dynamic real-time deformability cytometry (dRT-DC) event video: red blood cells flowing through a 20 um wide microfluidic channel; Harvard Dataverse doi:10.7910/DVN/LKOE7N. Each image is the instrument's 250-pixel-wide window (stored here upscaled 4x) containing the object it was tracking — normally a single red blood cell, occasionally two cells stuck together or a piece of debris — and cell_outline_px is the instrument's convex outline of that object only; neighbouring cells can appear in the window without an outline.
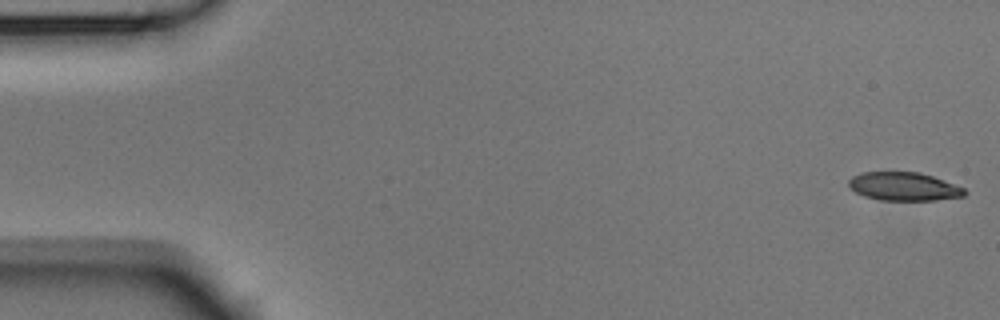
{"species": "Egyptian fruit bat (a non-hibernating species)", "species_latin": "Rousettus aegyptiacus", "temperature_condition": "room temperature", "stored_images_in_passage": 53, "camera_frame_rate_fps": 3000, "um_per_image_px": 0.085, "animal": {"sex": "male"}, "frame": {"image": 1, "passage_image": 1, "time_ms": 0.0, "image_size_px": [1000, 320], "cell_outline_px": [[968, 192], [964, 196], [936, 200], [880, 200], [864, 196], [856, 192], [848, 184], [848, 180], [852, 176], [860, 172], [920, 172], [932, 176], [964, 188]], "centroid_in_image_um": [76.82, 15.85], "position_along_channel_um": 8.2, "area_um2": 19.13}}
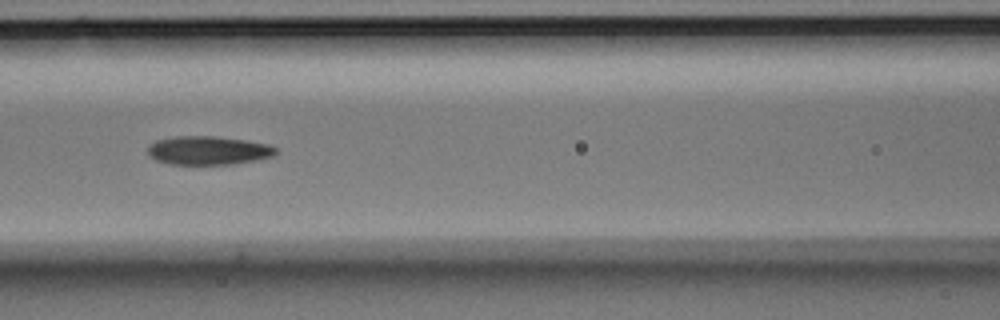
{"frame": {"image": 2, "passage_image": 23, "time_ms": 7.333, "image_size_px": [1000, 320], "cell_outline_px": [[276, 156], [256, 160], [232, 164], [168, 164], [156, 160], [148, 152], [148, 144], [156, 140], [176, 136], [216, 136], [244, 140], [268, 144], [276, 148]], "centroid_in_image_um": [17.71, 12.78], "position_along_channel_um": 148.9, "area_um2": 21.39}}
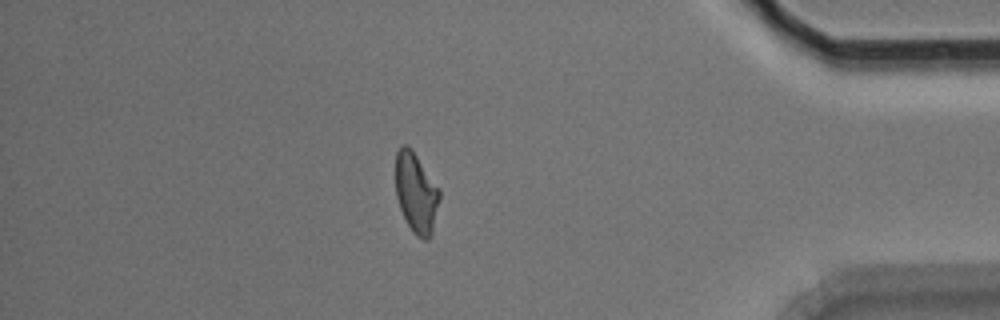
{"frame": {"image": 3, "passage_image": 46, "time_ms": 15.0, "image_size_px": [1000, 320], "cell_outline_px": [[440, 200], [432, 232], [428, 240], [424, 240], [416, 236], [412, 232], [400, 208], [396, 196], [396, 152], [400, 144], [404, 144], [412, 148], [440, 188]], "centroid_in_image_um": [35.38, 16.36], "position_along_channel_um": 399.8, "area_um2": 20.81}, "authors_computed_cell_mechanics": {"area_um2": 21.097, "velocity_mm_per_s": 3.7601, "shape_relaxation_time_tau1_ms": 4.7975, "shape_relaxation_time_tau2_ms": 3.6588, "deformation_change_tau1": 0.1571, "deformation_change_tau2": 0.1145}}